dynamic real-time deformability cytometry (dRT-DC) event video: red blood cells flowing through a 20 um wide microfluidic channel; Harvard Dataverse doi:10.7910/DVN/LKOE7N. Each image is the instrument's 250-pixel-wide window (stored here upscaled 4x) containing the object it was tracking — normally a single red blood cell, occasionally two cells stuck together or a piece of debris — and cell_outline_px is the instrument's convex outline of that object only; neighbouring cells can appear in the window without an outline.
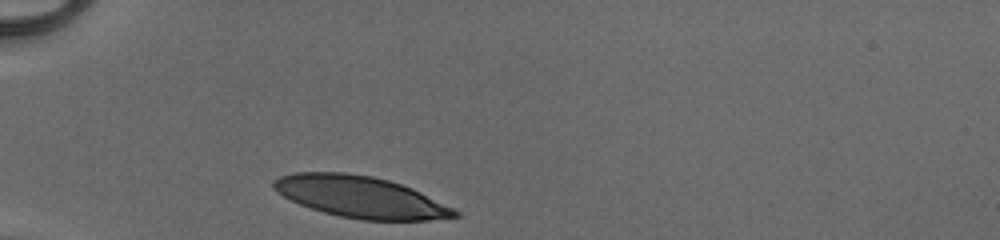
{"species": "human", "species_latin": "Homo sapiens", "temperature_condition": "cold", "stored_images_in_passage": 28, "camera_frame_rate_fps": 3000, "um_per_image_px": 0.085, "donor": {"sex": "male"}, "frame": {"image": 1, "passage_image": 1, "time_ms": 0.0, "image_size_px": [1000, 240], "cell_outline_px": [[460, 216], [428, 220], [364, 220], [340, 216], [324, 212], [300, 204], [284, 196], [272, 188], [272, 180], [280, 176], [296, 172], [344, 172], [372, 176], [388, 180], [412, 188], [460, 212]], "centroid_in_image_um": [30.62, 16.73], "position_along_channel_um": 54.4, "area_um2": 43.41}}
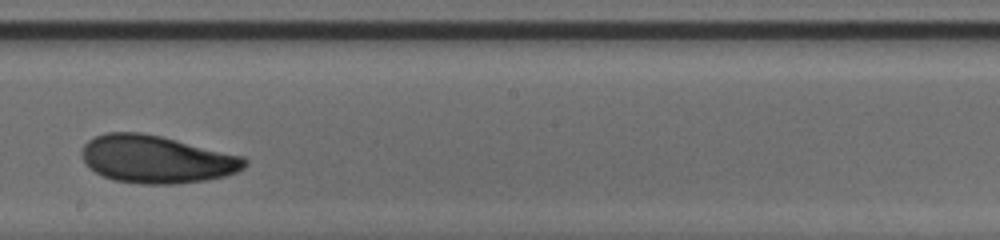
{"frame": {"image": 2, "passage_image": 16, "time_ms": 5.0, "image_size_px": [1000, 240], "cell_outline_px": [[248, 164], [244, 168], [236, 172], [224, 176], [208, 180], [176, 184], [140, 184], [116, 180], [104, 176], [88, 168], [80, 152], [84, 144], [88, 140], [96, 136], [108, 132], [140, 132], [160, 136], [244, 156], [248, 160]], "centroid_in_image_um": [13.31, 13.54], "position_along_channel_um": 234.9, "area_um2": 45.32}}
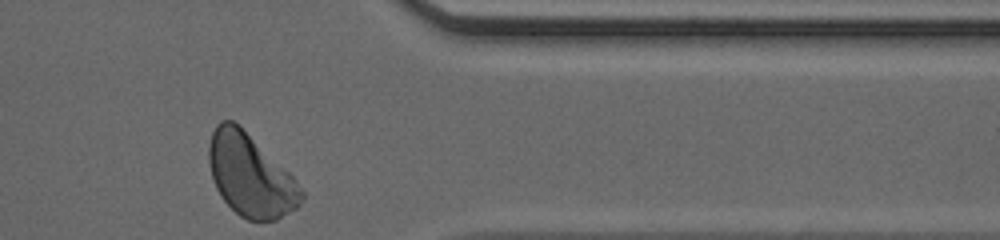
{"frame": {"image": 3, "passage_image": 28, "time_ms": 9.0, "image_size_px": [1000, 240], "cell_outline_px": [[304, 200], [296, 208], [276, 220], [248, 220], [240, 216], [220, 196], [216, 188], [212, 176], [208, 160], [208, 144], [212, 132], [216, 124], [220, 120], [232, 120], [288, 172], [296, 180], [304, 192]], "centroid_in_image_um": [21.27, 14.93], "position_along_channel_um": 390.1, "area_um2": 43.64}, "authors_computed_cell_mechanics": {"area_um2": 44.8239, "velocity_mm_per_s": 4.0888, "shape_relaxation_time_tau1_ms": 3.7698, "shape_relaxation_time_tau2_ms": 2.7743, "deformation_change_tau1": 0.1458, "deformation_change_tau2": 0.0869}}